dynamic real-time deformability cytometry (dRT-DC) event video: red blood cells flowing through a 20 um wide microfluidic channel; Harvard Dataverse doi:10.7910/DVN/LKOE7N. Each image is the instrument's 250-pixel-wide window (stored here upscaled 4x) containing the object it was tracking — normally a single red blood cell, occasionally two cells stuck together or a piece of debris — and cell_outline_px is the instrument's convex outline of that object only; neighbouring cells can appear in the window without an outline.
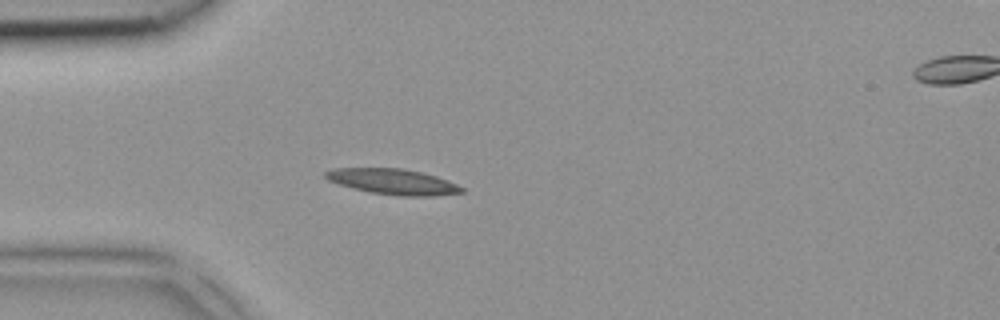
{"species": "common noctule bat (a hibernating species)", "species_latin": "Nyctalus noctula", "temperature_condition": "room temperature", "stored_images_in_passage": 4, "segment_of_instrument_passage": [1, 2], "camera_frame_rate_fps": 3000, "um_per_image_px": 0.085, "animal": {"sex": "female", "body_mass_g": 18.4}, "frame": {"image": 1, "passage_image": 3, "time_ms": 0.667, "image_size_px": [1000, 320], "cell_outline_px": [[464, 192], [432, 196], [400, 196], [368, 192], [352, 188], [328, 180], [324, 176], [324, 172], [332, 168], [400, 168], [420, 172], [436, 176], [456, 184], [464, 188]], "centroid_in_image_um": [33.37, 15.44], "position_along_channel_um": 51.6, "area_um2": 20.23}}